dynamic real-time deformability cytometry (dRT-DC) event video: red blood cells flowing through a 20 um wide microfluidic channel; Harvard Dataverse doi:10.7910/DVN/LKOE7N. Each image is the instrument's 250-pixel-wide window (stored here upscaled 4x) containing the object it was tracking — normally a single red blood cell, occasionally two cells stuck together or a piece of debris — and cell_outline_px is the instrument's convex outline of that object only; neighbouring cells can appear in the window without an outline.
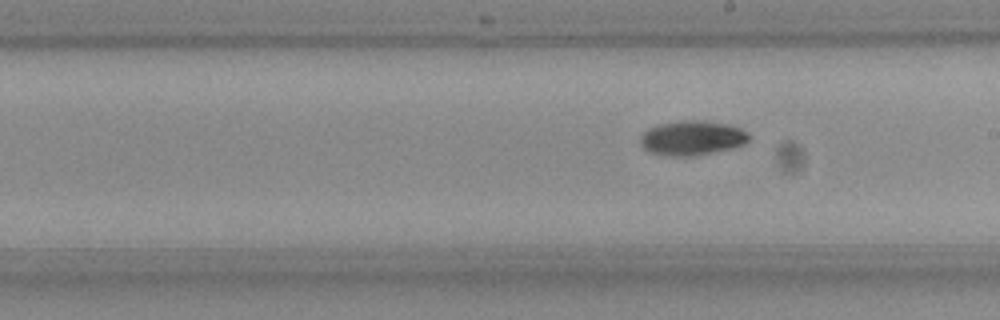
{"species": "Egyptian fruit bat (a non-hibernating species)", "species_latin": "Rousettus aegyptiacus", "temperature_condition": "room temperature", "stored_images_in_passage": 10, "segment_of_instrument_passage": [2, 2], "camera_frame_rate_fps": 3000, "um_per_image_px": 0.085, "frame": {"image": 1, "passage_image": 10, "time_ms": 3.0, "image_size_px": [1000, 320], "cell_outline_px": [[752, 140], [744, 144], [732, 148], [688, 156], [672, 156], [648, 152], [640, 144], [640, 136], [648, 128], [660, 124], [684, 120], [700, 120], [728, 124], [740, 128], [748, 132], [752, 136]], "centroid_in_image_um": [58.85, 11.72], "position_along_channel_um": 230.1, "area_um2": 21.91}}